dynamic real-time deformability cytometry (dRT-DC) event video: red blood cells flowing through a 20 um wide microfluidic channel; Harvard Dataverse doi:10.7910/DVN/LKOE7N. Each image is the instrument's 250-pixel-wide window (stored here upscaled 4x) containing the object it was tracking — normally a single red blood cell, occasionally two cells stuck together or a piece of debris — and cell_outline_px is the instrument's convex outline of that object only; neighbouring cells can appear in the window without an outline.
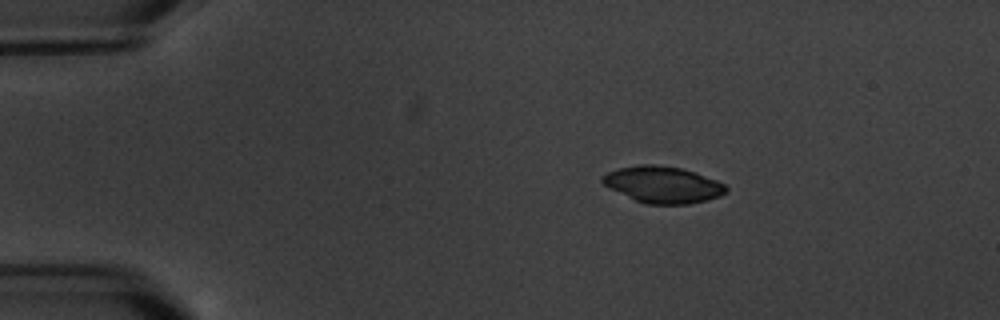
{"species": "common noctule bat (a hibernating species)", "species_latin": "Nyctalus noctula", "temperature_condition": "warm", "stored_images_in_passage": 4, "camera_frame_rate_fps": 3000, "um_per_image_px": 0.085, "animal": {"sex": "male", "body_mass_g": 20.1, "forearm_length_mm": 53.5}, "frame": {"image": 1, "passage_image": 1, "time_ms": 0.0, "image_size_px": [1000, 320], "cell_outline_px": [[728, 188], [720, 196], [688, 204], [648, 204], [636, 200], [608, 188], [600, 180], [600, 176], [608, 172], [620, 168], [640, 164], [656, 164], [680, 168], [696, 172], [716, 180], [724, 184]], "centroid_in_image_um": [56.31, 15.68], "position_along_channel_um": 28.7, "area_um2": 26.18}}
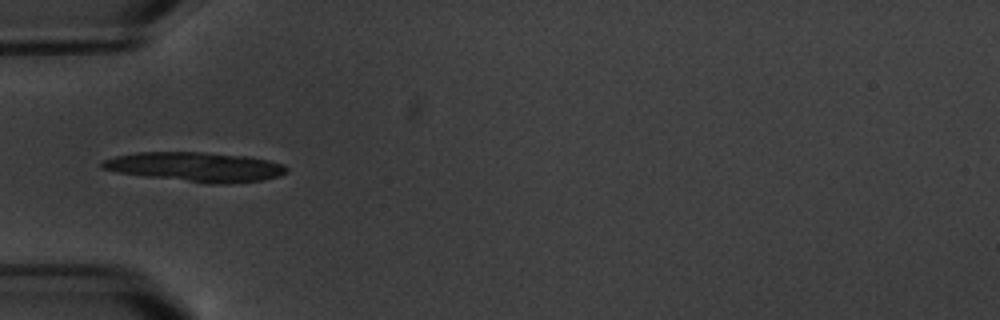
{"frame": {"image": 2, "passage_image": 3, "time_ms": 3.0, "image_size_px": [1000, 320], "cell_outline_px": [[288, 172], [280, 176], [260, 180], [228, 184], [208, 184], [148, 176], [120, 172], [100, 168], [100, 164], [104, 160], [116, 156], [136, 152], [204, 152], [248, 156], [268, 160], [284, 164], [288, 168]], "centroid_in_image_um": [16.68, 14.18], "position_along_channel_um": 68.3, "area_um2": 31.62}}